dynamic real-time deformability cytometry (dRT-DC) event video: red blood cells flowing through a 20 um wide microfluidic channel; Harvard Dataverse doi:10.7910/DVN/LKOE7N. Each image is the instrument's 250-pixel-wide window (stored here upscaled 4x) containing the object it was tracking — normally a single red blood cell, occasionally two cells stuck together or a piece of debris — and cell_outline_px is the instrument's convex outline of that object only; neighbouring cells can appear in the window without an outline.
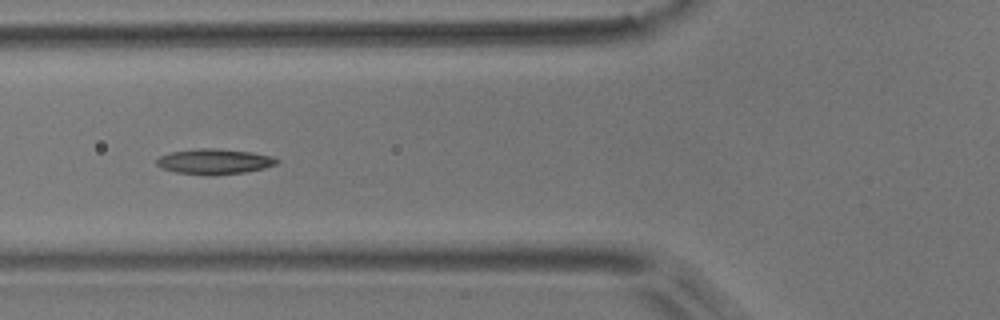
{"species": "common noctule bat (a hibernating species)", "species_latin": "Nyctalus noctula", "temperature_condition": "room temperature", "stored_images_in_passage": 3, "camera_frame_rate_fps": 3000, "um_per_image_px": 0.085, "animal": {"sex": "male", "body_mass_g": 17.9}, "frame": {"image": 1, "passage_image": 3, "time_ms": 0.667, "image_size_px": [1000, 320], "cell_outline_px": [[280, 160], [276, 164], [264, 168], [244, 172], [212, 176], [176, 172], [160, 168], [156, 164], [156, 160], [160, 156], [172, 152], [200, 148], [216, 148], [252, 152], [272, 156]], "centroid_in_image_um": [18.22, 13.73], "position_along_channel_um": 107.6, "area_um2": 17.8}}